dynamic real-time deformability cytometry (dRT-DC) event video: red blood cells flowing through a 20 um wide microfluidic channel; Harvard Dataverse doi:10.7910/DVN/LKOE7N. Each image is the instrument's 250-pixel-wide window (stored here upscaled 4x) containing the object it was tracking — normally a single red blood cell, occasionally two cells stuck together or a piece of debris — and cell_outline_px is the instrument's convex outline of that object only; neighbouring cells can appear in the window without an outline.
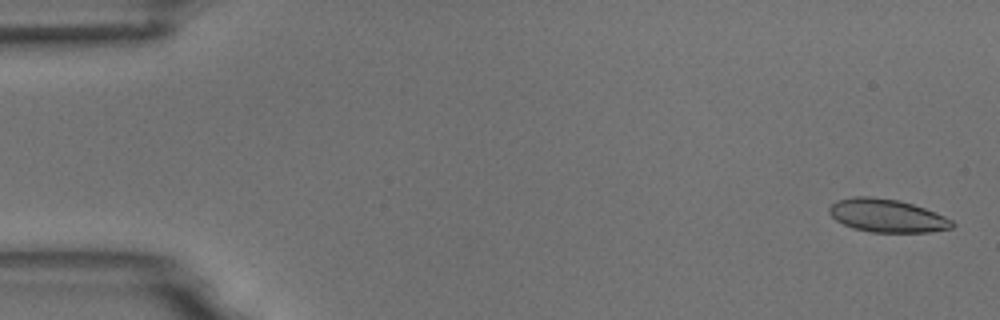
{"species": "common noctule bat (a hibernating species)", "species_latin": "Nyctalus noctula", "temperature_condition": "room temperature", "stored_images_in_passage": 18, "camera_frame_rate_fps": 3000, "um_per_image_px": 0.085, "animal": {"sex": "male", "body_mass_g": 18.8}, "frame": {"image": 1, "passage_image": 2, "time_ms": 0.333, "image_size_px": [1000, 320], "cell_outline_px": [[956, 224], [952, 228], [928, 232], [872, 232], [852, 228], [836, 220], [828, 212], [828, 208], [836, 200], [852, 196], [868, 196], [896, 200], [912, 204], [924, 208], [944, 216], [952, 220]], "centroid_in_image_um": [75.37, 18.33], "position_along_channel_um": 9.6, "area_um2": 23.64}}
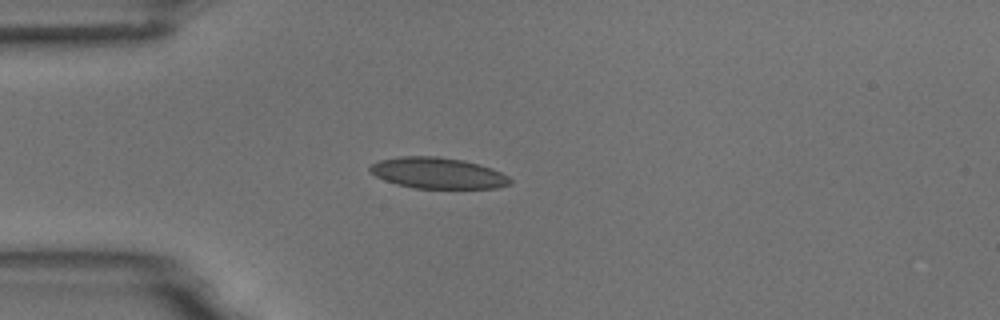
{"frame": {"image": 2, "passage_image": 15, "time_ms": 4.667, "image_size_px": [1000, 320], "cell_outline_px": [[512, 184], [496, 188], [416, 188], [396, 184], [384, 180], [368, 172], [368, 168], [372, 164], [380, 160], [400, 156], [436, 156], [464, 160], [480, 164], [492, 168], [508, 176], [512, 180]], "centroid_in_image_um": [37.21, 14.71], "position_along_channel_um": 47.8, "area_um2": 25.49}}